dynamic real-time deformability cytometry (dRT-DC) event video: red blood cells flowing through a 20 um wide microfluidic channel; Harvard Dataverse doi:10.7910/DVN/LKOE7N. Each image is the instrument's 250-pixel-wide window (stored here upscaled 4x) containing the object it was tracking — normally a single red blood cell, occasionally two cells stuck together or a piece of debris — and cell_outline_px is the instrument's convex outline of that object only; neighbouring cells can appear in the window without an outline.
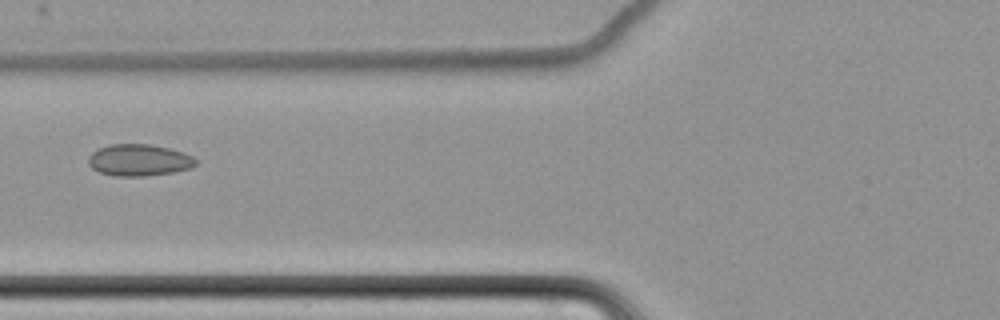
{"species": "common noctule bat (a hibernating species)", "species_latin": "Nyctalus noctula", "temperature_condition": "cold", "stored_images_in_passage": 9, "camera_frame_rate_fps": 3000, "um_per_image_px": 0.085, "animal": {"sex": "female", "body_mass_g": 22.7, "forearm_length_mm": 54.2}, "frame": {"image": 1, "passage_image": 6, "time_ms": 7.333, "image_size_px": [1000, 320], "cell_outline_px": [[196, 164], [192, 168], [172, 172], [144, 176], [112, 176], [100, 172], [92, 168], [88, 164], [88, 156], [92, 152], [108, 144], [148, 144], [168, 148], [184, 152], [192, 156], [196, 160]], "centroid_in_image_um": [11.8, 13.61], "position_along_channel_um": 114.0, "area_um2": 19.88}}
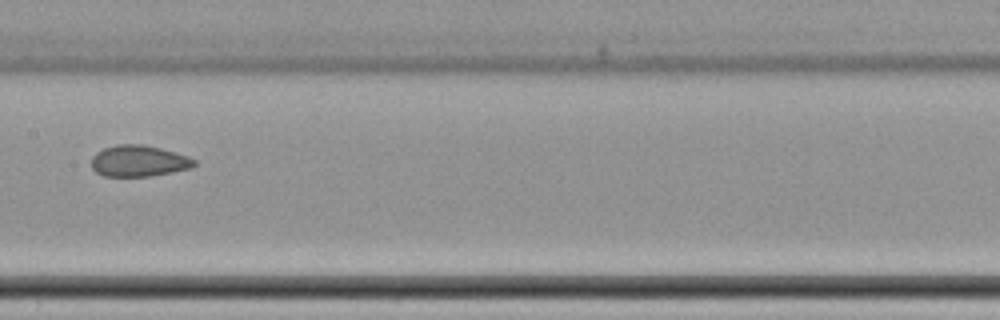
{"frame": {"image": 2, "passage_image": 8, "time_ms": 9.667, "image_size_px": [1000, 320], "cell_outline_px": [[196, 164], [192, 168], [172, 172], [148, 176], [104, 176], [96, 172], [92, 168], [92, 156], [96, 152], [104, 148], [116, 144], [144, 144], [160, 148], [188, 156], [196, 160]], "centroid_in_image_um": [11.79, 13.67], "position_along_channel_um": 195.6, "area_um2": 18.79}}
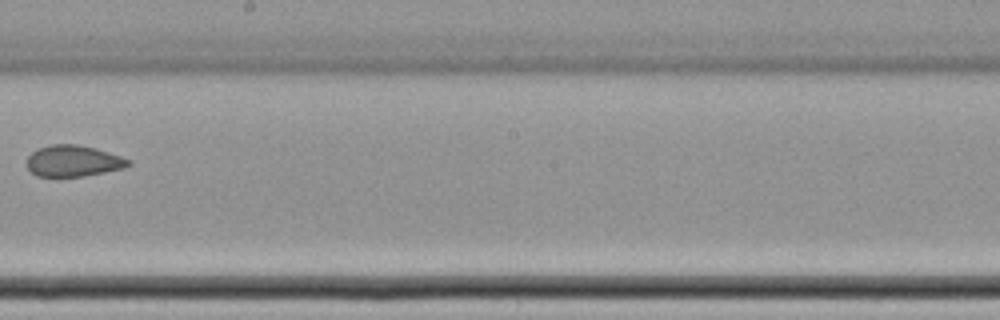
{"frame": {"image": 3, "passage_image": 9, "time_ms": 11.0, "image_size_px": [1000, 320], "cell_outline_px": [[132, 164], [124, 168], [84, 176], [36, 176], [28, 168], [24, 160], [32, 152], [40, 148], [52, 144], [76, 144], [96, 148], [132, 160]], "centroid_in_image_um": [6.22, 13.68], "position_along_channel_um": 242.0, "area_um2": 18.55}}